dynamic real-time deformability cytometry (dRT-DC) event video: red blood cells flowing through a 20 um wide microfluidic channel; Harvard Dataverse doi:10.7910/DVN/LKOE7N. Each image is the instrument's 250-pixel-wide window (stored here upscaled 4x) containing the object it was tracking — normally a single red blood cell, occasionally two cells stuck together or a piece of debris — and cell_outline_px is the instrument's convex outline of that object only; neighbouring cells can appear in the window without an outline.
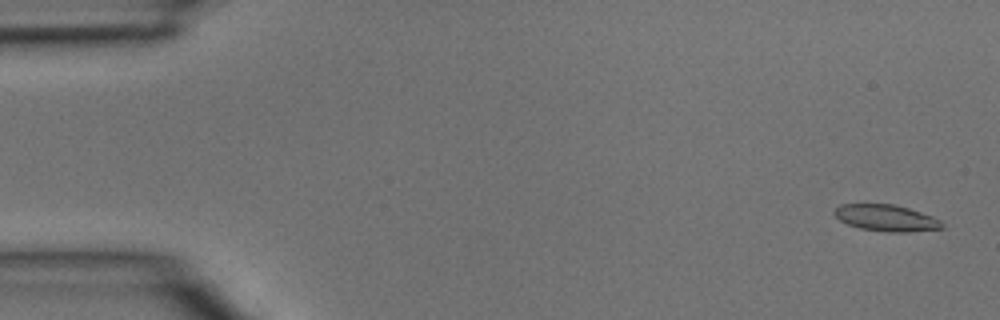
{"species": "common noctule bat (a hibernating species)", "species_latin": "Nyctalus noctula", "temperature_condition": "room temperature", "stored_images_in_passage": 4, "camera_frame_rate_fps": 3000, "um_per_image_px": 0.085, "animal": {"sex": "male", "body_mass_g": 15.6}, "frame": {"image": 1, "passage_image": 1, "time_ms": 0.0, "image_size_px": [1000, 320], "cell_outline_px": [[944, 228], [908, 232], [888, 232], [860, 228], [848, 224], [840, 220], [832, 212], [840, 204], [896, 204], [932, 216], [940, 220], [944, 224]], "centroid_in_image_um": [75.34, 18.52], "position_along_channel_um": 9.7, "area_um2": 16.59}}